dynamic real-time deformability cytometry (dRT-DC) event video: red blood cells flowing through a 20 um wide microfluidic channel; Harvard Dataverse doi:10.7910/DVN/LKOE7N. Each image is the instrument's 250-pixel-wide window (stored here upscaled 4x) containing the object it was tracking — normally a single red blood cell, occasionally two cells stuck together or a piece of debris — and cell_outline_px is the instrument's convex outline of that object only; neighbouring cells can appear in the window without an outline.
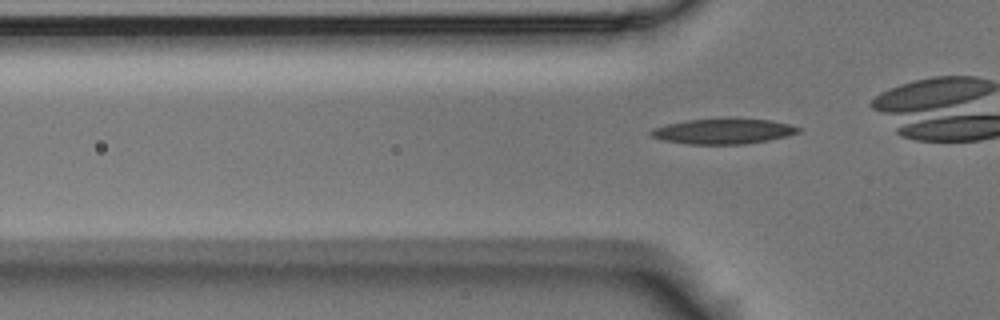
{"species": "Egyptian fruit bat (a non-hibernating species)", "species_latin": "Rousettus aegyptiacus", "temperature_condition": "room temperature", "stored_images_in_passage": 7, "segment_of_instrument_passage": [2, 2], "camera_frame_rate_fps": 3000, "um_per_image_px": 0.085, "animal": {"sex": "male"}, "frame": {"image": 1, "passage_image": 7, "time_ms": 2.0, "image_size_px": [1000, 320], "cell_outline_px": [[800, 132], [788, 136], [768, 140], [744, 144], [688, 144], [664, 140], [648, 136], [648, 132], [652, 128], [664, 124], [688, 120], [768, 120], [788, 124], [800, 128]], "centroid_in_image_um": [61.4, 11.18], "position_along_channel_um": 64.4, "area_um2": 21.27}}